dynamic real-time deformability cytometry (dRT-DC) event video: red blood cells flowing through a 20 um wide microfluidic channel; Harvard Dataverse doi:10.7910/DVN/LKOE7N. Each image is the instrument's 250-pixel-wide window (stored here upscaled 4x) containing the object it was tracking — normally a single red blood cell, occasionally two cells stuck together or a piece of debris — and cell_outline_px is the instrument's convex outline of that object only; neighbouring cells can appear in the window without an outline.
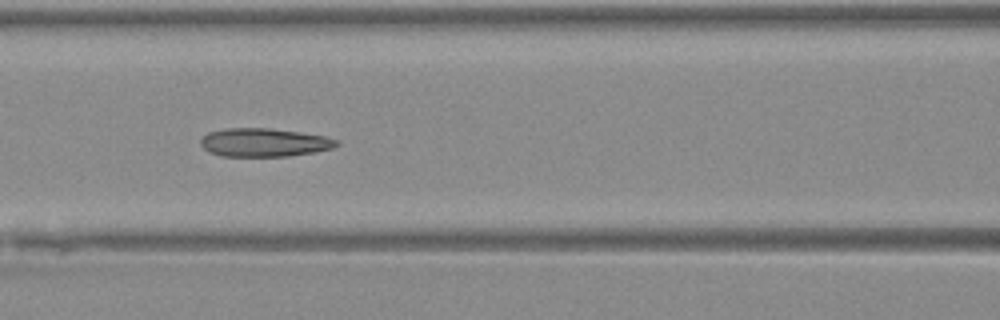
{"species": "Egyptian fruit bat (a non-hibernating species)", "species_latin": "Rousettus aegyptiacus", "temperature_condition": "warm", "stored_images_in_passage": 15, "camera_frame_rate_fps": 3000, "um_per_image_px": 0.085, "animal": {"sex": "female"}, "frame": {"image": 1, "passage_image": 9, "time_ms": 2.667, "image_size_px": [1000, 320], "cell_outline_px": [[340, 144], [332, 148], [312, 152], [288, 156], [220, 156], [208, 152], [200, 144], [200, 140], [208, 132], [228, 128], [268, 128], [300, 132], [324, 136], [340, 140]], "centroid_in_image_um": [22.44, 12.11], "position_along_channel_um": 144.2, "area_um2": 22.48}}